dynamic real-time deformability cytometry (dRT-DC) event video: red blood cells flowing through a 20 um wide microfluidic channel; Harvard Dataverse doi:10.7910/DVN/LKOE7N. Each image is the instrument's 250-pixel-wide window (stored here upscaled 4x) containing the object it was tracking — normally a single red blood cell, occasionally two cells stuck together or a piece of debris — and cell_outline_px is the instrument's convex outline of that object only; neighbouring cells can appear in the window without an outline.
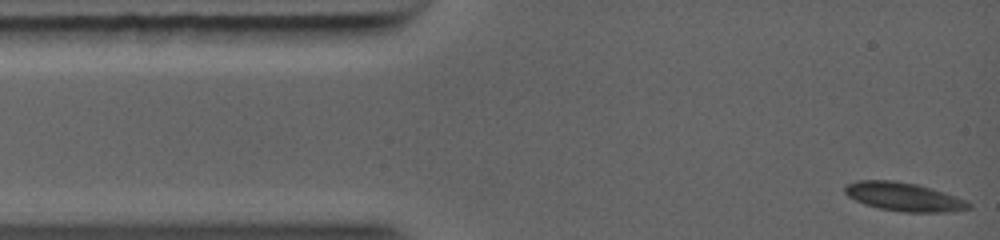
{"species": "common noctule bat (a hibernating species)", "species_latin": "Nyctalus noctula", "temperature_condition": "warm", "stored_images_in_passage": 50, "camera_frame_rate_fps": 5000, "um_per_image_px": 0.085, "animal": {"sex": "female", "body_mass_g": 19.0, "forearm_length_mm": 56.7}, "frame": {"image": 1, "passage_image": 1, "time_ms": 0.0, "image_size_px": [1000, 240], "cell_outline_px": [[956, 204], [948, 208], [884, 208], [868, 204], [852, 196], [848, 192], [848, 188], [852, 184], [864, 180], [884, 180], [912, 184], [928, 188], [948, 196], [956, 200]], "centroid_in_image_um": [76.4, 16.59], "position_along_channel_um": 8.6, "area_um2": 15.95}}
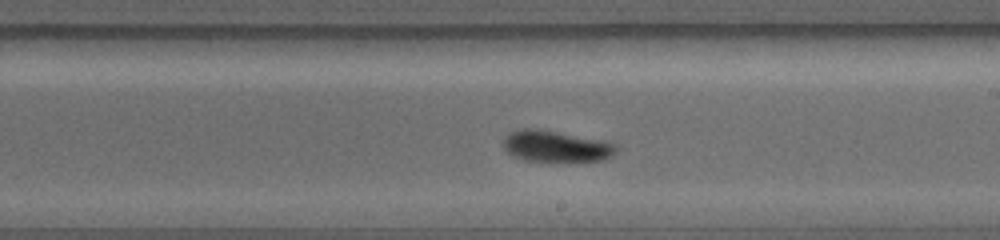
{"frame": {"image": 2, "passage_image": 31, "time_ms": 6.2, "image_size_px": [1000, 240], "cell_outline_px": [[612, 148], [604, 156], [596, 160], [540, 160], [524, 156], [508, 148], [508, 136], [516, 132], [552, 132], [604, 144]], "centroid_in_image_um": [47.22, 12.47], "position_along_channel_um": 241.8, "area_um2": 16.13}}
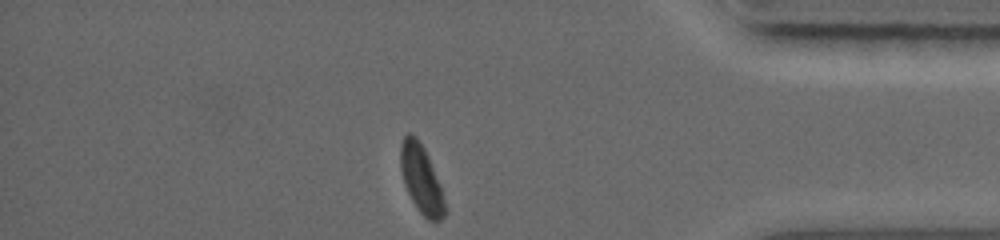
{"frame": {"image": 3, "passage_image": 50, "time_ms": 10.0, "image_size_px": [1000, 240], "cell_outline_px": [[448, 212], [440, 220], [428, 220], [420, 212], [412, 200], [408, 192], [404, 180], [400, 164], [400, 148], [404, 136], [408, 132], [416, 136], [424, 148], [428, 156], [440, 188]], "centroid_in_image_um": [35.81, 15.22], "position_along_channel_um": 399.4, "area_um2": 17.17}}